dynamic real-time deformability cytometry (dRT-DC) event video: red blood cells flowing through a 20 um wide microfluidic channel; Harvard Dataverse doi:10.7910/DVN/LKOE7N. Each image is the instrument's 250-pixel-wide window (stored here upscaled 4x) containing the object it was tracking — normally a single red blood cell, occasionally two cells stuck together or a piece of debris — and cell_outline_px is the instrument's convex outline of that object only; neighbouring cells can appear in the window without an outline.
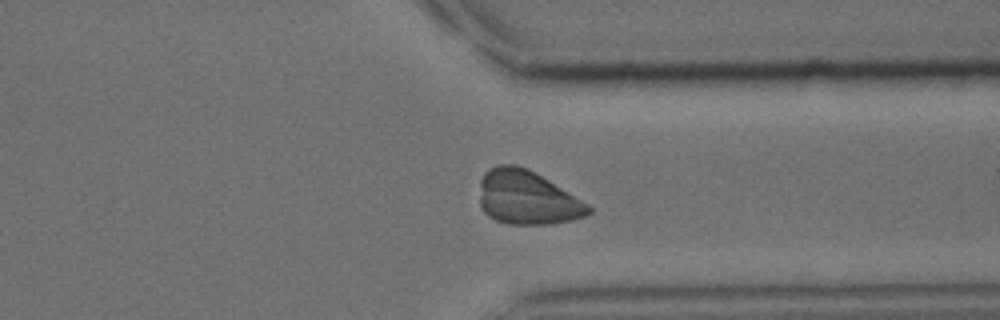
{"species": "common noctule bat (a hibernating species)", "species_latin": "Nyctalus noctula", "temperature_condition": "cold", "stored_images_in_passage": 41, "camera_frame_rate_fps": 3000, "um_per_image_px": 0.085, "animal": {"sex": "male", "body_mass_g": 15.6}, "frame": {"image": 1, "passage_image": 31, "time_ms": 10.0, "image_size_px": [1000, 320], "cell_outline_px": [[592, 212], [584, 216], [572, 220], [548, 224], [508, 224], [496, 220], [488, 216], [480, 208], [480, 180], [484, 172], [488, 168], [496, 164], [516, 164], [536, 172], [588, 204], [592, 208]], "centroid_in_image_um": [44.77, 16.79], "position_along_channel_um": 366.6, "area_um2": 34.45}}